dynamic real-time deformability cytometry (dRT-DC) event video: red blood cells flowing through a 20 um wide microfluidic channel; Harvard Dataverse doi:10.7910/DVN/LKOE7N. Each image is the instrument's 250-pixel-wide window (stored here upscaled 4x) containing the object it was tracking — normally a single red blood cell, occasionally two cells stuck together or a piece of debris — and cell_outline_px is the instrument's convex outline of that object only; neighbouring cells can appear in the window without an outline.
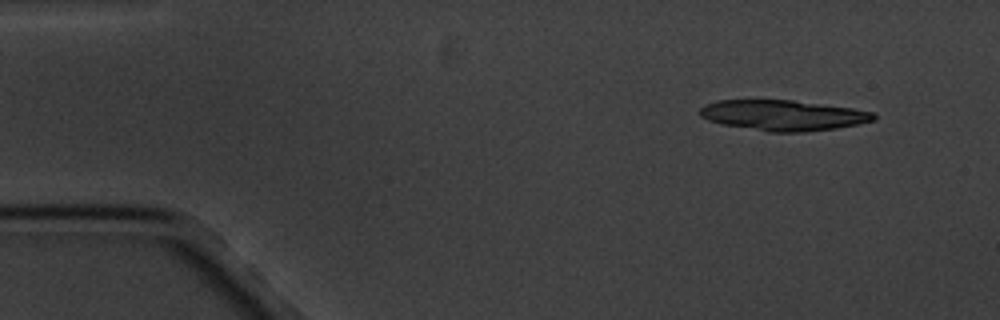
{"species": "common noctule bat (a hibernating species)", "species_latin": "Nyctalus noctula", "temperature_condition": "cold", "stored_images_in_passage": 4, "camera_frame_rate_fps": 3000, "um_per_image_px": 0.085, "animal": {"sex": "male", "body_mass_g": 20.1, "forearm_length_mm": 53.5}, "frame": {"image": 1, "passage_image": 1, "time_ms": 0.0, "image_size_px": [1000, 320], "cell_outline_px": [[876, 120], [836, 128], [804, 132], [768, 132], [720, 124], [708, 120], [700, 116], [700, 108], [704, 104], [716, 100], [792, 100], [852, 108], [872, 112], [876, 116]], "centroid_in_image_um": [66.52, 9.8], "position_along_channel_um": 18.5, "area_um2": 30.92}}